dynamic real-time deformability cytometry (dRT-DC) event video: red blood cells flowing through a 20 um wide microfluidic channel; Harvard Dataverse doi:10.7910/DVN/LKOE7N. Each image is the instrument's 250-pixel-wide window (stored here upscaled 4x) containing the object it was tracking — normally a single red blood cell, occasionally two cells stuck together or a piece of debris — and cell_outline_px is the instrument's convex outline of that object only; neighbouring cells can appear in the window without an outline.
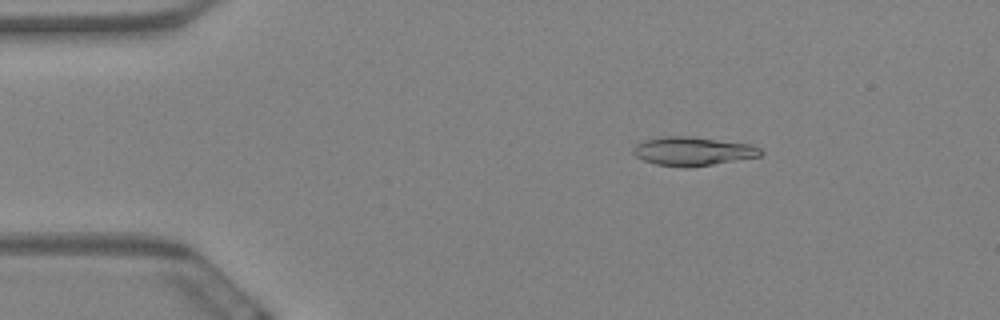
{"species": "Egyptian fruit bat (a non-hibernating species)", "species_latin": "Rousettus aegyptiacus", "temperature_condition": "warm", "stored_images_in_passage": 60, "camera_frame_rate_fps": 3000, "um_per_image_px": 0.085, "animal": {"sex": "female"}, "frame": {"image": 1, "passage_image": 10, "time_ms": 3.0, "image_size_px": [1000, 320], "cell_outline_px": [[764, 152], [760, 156], [688, 168], [684, 168], [656, 164], [644, 160], [636, 156], [632, 152], [632, 148], [636, 144], [644, 140], [660, 136], [688, 136], [752, 144], [760, 148]], "centroid_in_image_um": [58.87, 12.85], "position_along_channel_um": 26.1, "area_um2": 21.39}}
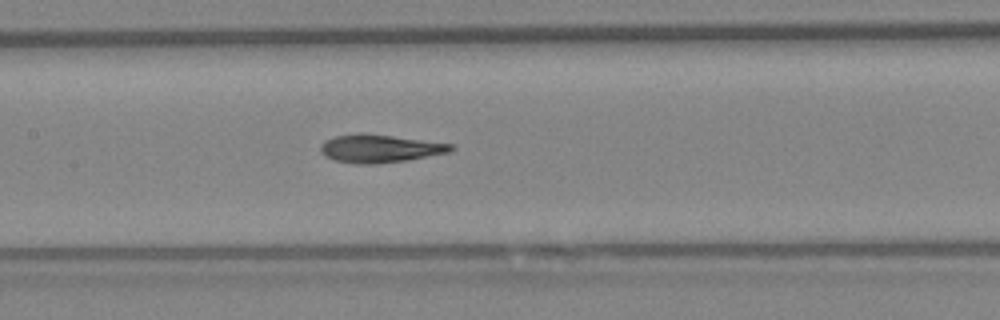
{"frame": {"image": 2, "passage_image": 29, "time_ms": 9.333, "image_size_px": [1000, 320], "cell_outline_px": [[456, 148], [448, 152], [408, 160], [376, 164], [356, 164], [336, 160], [320, 152], [320, 144], [324, 140], [336, 136], [392, 136], [452, 144]], "centroid_in_image_um": [32.31, 12.67], "position_along_channel_um": 175.1, "area_um2": 20.35}}
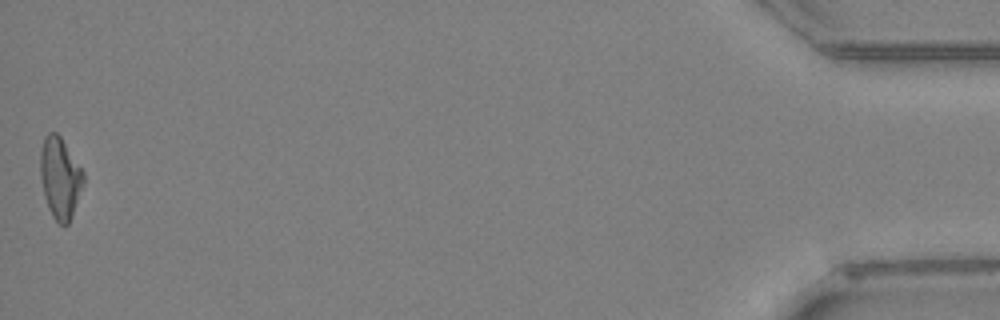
{"frame": {"image": 3, "passage_image": 60, "time_ms": 19.667, "image_size_px": [1000, 320], "cell_outline_px": [[84, 184], [72, 216], [68, 224], [60, 224], [52, 216], [48, 208], [44, 196], [40, 176], [40, 152], [44, 136], [48, 132], [56, 132], [60, 136], [84, 172]], "centroid_in_image_um": [5.1, 15.11], "position_along_channel_um": 430.1, "area_um2": 20.46}, "authors_computed_cell_mechanics": {"area_um2": 20.7791, "velocity_mm_per_s": 3.4056, "shape_relaxation_time_tau1_ms": 9.756, "shape_relaxation_time_tau2_ms": 4.0471, "deformation_change_tau1": 0.2613, "deformation_change_tau2": 0.1406}}